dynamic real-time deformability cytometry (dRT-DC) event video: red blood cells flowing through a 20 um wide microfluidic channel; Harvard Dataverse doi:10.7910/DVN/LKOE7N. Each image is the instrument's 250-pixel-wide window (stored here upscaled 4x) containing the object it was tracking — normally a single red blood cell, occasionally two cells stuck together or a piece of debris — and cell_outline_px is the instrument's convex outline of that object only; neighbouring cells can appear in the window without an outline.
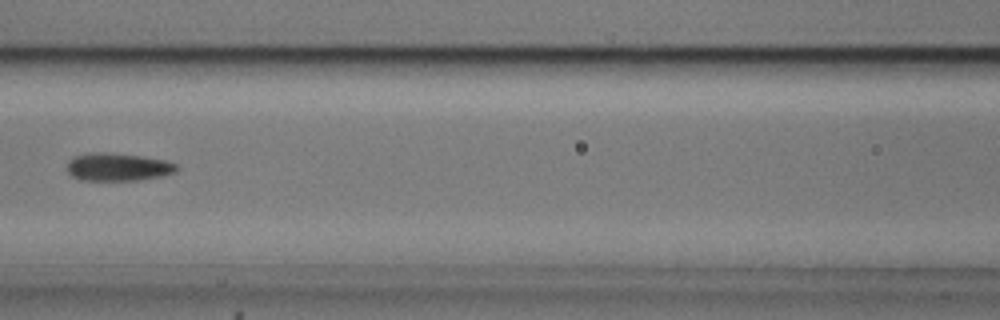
{"species": "common noctule bat (a hibernating species)", "species_latin": "Nyctalus noctula", "temperature_condition": "cold", "stored_images_in_passage": 4, "camera_frame_rate_fps": 3000, "um_per_image_px": 0.085, "animal": {"sex": "male", "body_mass_g": 20.5, "forearm_length_mm": 52.5}, "frame": {"image": 1, "passage_image": 3, "time_ms": 0.667, "image_size_px": [1000, 320], "cell_outline_px": [[180, 168], [176, 172], [160, 176], [136, 180], [80, 180], [72, 176], [68, 172], [68, 160], [72, 156], [92, 152], [108, 152], [140, 156], [164, 160], [176, 164]], "centroid_in_image_um": [10.0, 14.18], "position_along_channel_um": 156.6, "area_um2": 17.8}}